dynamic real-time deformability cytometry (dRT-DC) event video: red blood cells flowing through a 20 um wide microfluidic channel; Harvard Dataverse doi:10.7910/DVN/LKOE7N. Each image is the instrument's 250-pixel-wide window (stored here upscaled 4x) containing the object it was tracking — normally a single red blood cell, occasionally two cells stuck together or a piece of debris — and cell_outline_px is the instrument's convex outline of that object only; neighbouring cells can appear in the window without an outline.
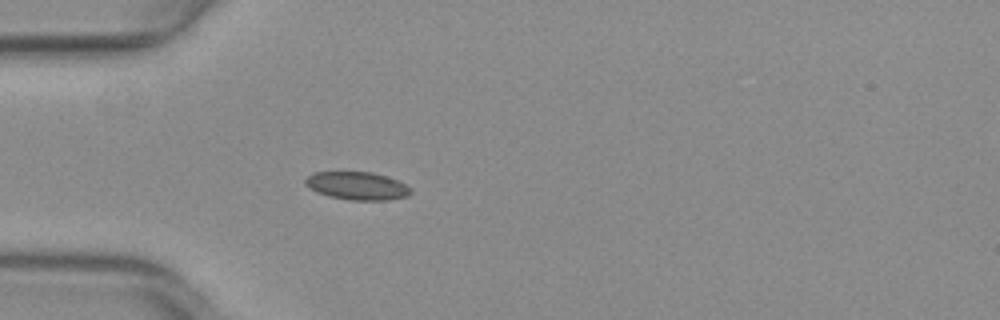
{"species": "common noctule bat (a hibernating species)", "species_latin": "Nyctalus noctula", "temperature_condition": "warm", "stored_images_in_passage": 4, "camera_frame_rate_fps": 3000, "um_per_image_px": 0.085, "animal": {"sex": "female", "body_mass_g": 29.2, "forearm_length_mm": 56.3}, "frame": {"image": 1, "passage_image": 1, "time_ms": 0.0, "image_size_px": [1000, 320], "cell_outline_px": [[412, 192], [408, 196], [388, 200], [348, 200], [328, 196], [316, 192], [304, 184], [304, 180], [312, 172], [372, 172], [396, 180], [412, 188]], "centroid_in_image_um": [30.34, 15.8], "position_along_channel_um": 54.7, "area_um2": 17.22}}